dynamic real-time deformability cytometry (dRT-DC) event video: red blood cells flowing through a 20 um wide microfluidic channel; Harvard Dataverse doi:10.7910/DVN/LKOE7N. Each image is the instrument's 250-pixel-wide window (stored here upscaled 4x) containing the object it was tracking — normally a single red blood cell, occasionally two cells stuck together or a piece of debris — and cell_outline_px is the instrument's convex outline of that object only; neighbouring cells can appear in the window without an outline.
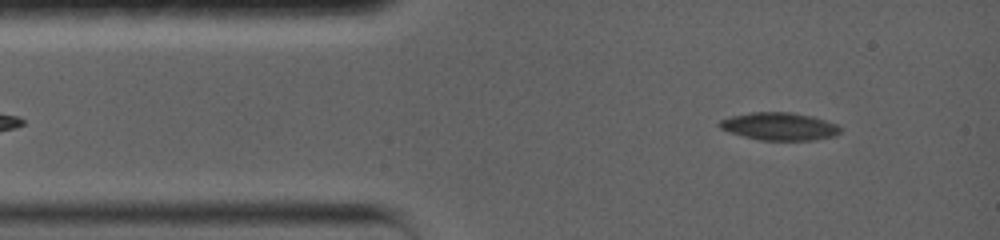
{"species": "common noctule bat (a hibernating species)", "species_latin": "Nyctalus noctula", "temperature_condition": "warm", "stored_images_in_passage": 54, "camera_frame_rate_fps": 5000, "um_per_image_px": 0.085, "animal": {"sex": "female", "body_mass_g": 19.0, "forearm_length_mm": 56.7}, "frame": {"image": 1, "passage_image": 4, "time_ms": 1.0, "image_size_px": [1000, 240], "cell_outline_px": [[840, 132], [832, 136], [816, 140], [760, 140], [728, 132], [720, 128], [716, 124], [720, 120], [732, 116], [752, 112], [792, 112], [812, 116], [836, 124], [840, 128]], "centroid_in_image_um": [66.21, 10.74], "position_along_channel_um": 18.8, "area_um2": 19.42}}
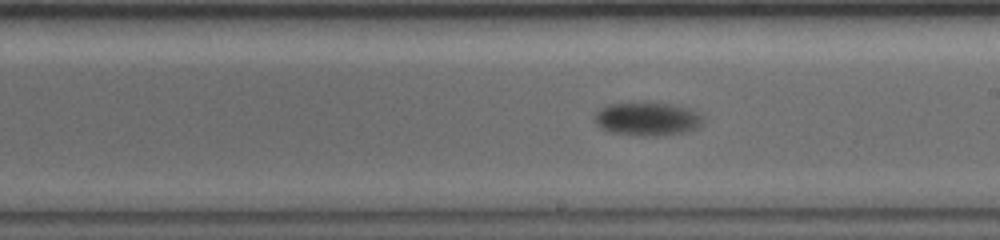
{"frame": {"image": 2, "passage_image": 25, "time_ms": 8.0, "image_size_px": [1000, 240], "cell_outline_px": [[700, 124], [684, 132], [612, 132], [604, 128], [596, 120], [596, 112], [600, 108], [608, 104], [648, 100], [688, 108], [696, 112], [700, 116]], "centroid_in_image_um": [54.97, 9.98], "position_along_channel_um": 234.0, "area_um2": 19.65}}
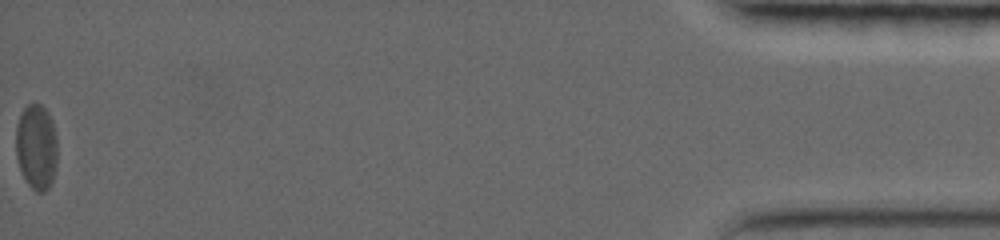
{"frame": {"image": 3, "passage_image": 54, "time_ms": 17.4, "image_size_px": [1000, 240], "cell_outline_px": [[48, 160], [44, 164], [24, 168], [20, 164], [20, 120], [24, 108], [32, 104], [36, 104], [40, 108], [48, 128]], "centroid_in_image_um": [2.84, 11.69], "position_along_channel_um": 432.4, "area_um2": 11.16}, "authors_computed_cell_mechanics": {"area_um2": 18.1492, "velocity_mm_per_s": 3.6533, "shape_relaxation_time_tau1_ms": 6.1755, "shape_relaxation_time_tau2_ms": null, "deformation_change_tau1": 0.1746, "deformation_change_tau2": null}}